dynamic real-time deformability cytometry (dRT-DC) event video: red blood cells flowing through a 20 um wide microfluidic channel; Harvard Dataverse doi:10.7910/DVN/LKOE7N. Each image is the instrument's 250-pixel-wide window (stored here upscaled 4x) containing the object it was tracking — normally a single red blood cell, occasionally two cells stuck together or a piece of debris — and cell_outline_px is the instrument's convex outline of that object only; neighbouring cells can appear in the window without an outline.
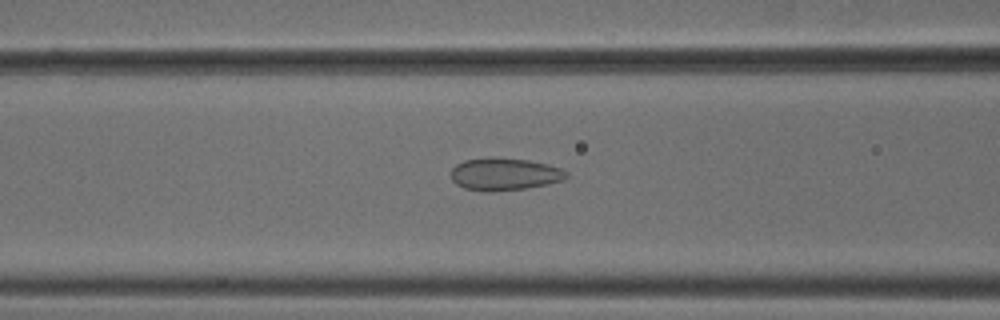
{"species": "common noctule bat (a hibernating species)", "species_latin": "Nyctalus noctula", "temperature_condition": "cold", "stored_images_in_passage": 50, "camera_frame_rate_fps": 3000, "um_per_image_px": 0.085, "animal": {"sex": "male", "body_mass_g": 18.8}, "frame": {"image": 1, "passage_image": 19, "time_ms": 6.0, "image_size_px": [1000, 320], "cell_outline_px": [[568, 176], [564, 180], [548, 184], [528, 188], [496, 192], [488, 192], [464, 188], [456, 184], [452, 180], [452, 168], [456, 164], [464, 160], [492, 156], [528, 160], [548, 164], [560, 168], [568, 172]], "centroid_in_image_um": [42.89, 14.8], "position_along_channel_um": 123.7, "area_um2": 22.2}}
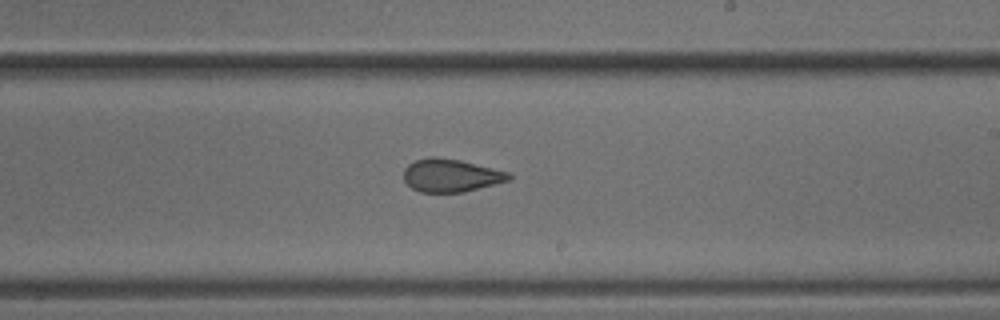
{"frame": {"image": 2, "passage_image": 29, "time_ms": 9.333, "image_size_px": [1000, 320], "cell_outline_px": [[512, 180], [464, 192], [420, 192], [412, 188], [404, 180], [404, 168], [408, 164], [416, 160], [428, 156], [436, 156], [460, 160], [508, 172], [512, 176]], "centroid_in_image_um": [38.32, 14.91], "position_along_channel_um": 250.7, "area_um2": 20.29}}
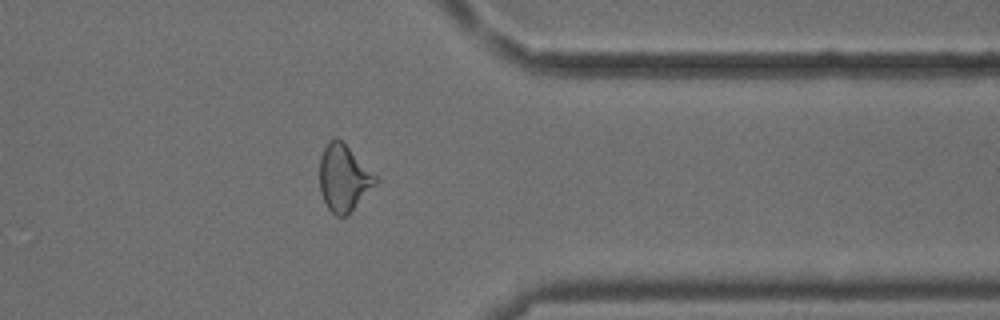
{"frame": {"image": 3, "passage_image": 40, "time_ms": 13.0, "image_size_px": [1000, 320], "cell_outline_px": [[380, 180], [344, 216], [336, 216], [328, 208], [320, 192], [320, 156], [328, 140], [340, 140], [380, 176]], "centroid_in_image_um": [29.24, 15.1], "position_along_channel_um": 382.2, "area_um2": 21.44}, "authors_computed_cell_mechanics": {"area_um2": 22.1374, "velocity_mm_per_s": 3.8119, "shape_relaxation_time_tau1_ms": null, "shape_relaxation_time_tau2_ms": 1.4849, "deformation_change_tau1": null, "deformation_change_tau2": 0.0787}}